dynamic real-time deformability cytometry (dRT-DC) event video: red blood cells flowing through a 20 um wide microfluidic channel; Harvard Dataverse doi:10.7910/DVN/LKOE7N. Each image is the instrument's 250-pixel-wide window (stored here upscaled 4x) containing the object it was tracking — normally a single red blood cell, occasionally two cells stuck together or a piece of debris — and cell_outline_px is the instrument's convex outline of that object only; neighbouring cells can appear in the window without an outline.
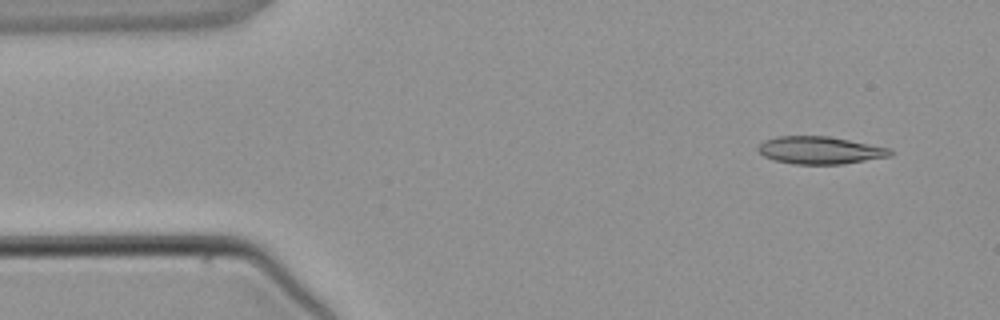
{"species": "common noctule bat (a hibernating species)", "species_latin": "Nyctalus noctula", "temperature_condition": "warm", "stored_images_in_passage": 3, "camera_frame_rate_fps": 3000, "um_per_image_px": 0.085, "animal": {"sex": "male", "body_mass_g": 21.5, "forearm_length_mm": 52.0}, "frame": {"image": 1, "passage_image": 1, "time_ms": 0.0, "image_size_px": [1000, 320], "cell_outline_px": [[896, 152], [892, 156], [840, 164], [792, 164], [776, 160], [764, 156], [756, 148], [764, 140], [776, 136], [828, 136], [892, 148]], "centroid_in_image_um": [69.74, 12.76], "position_along_channel_um": 15.3, "area_um2": 21.27}}
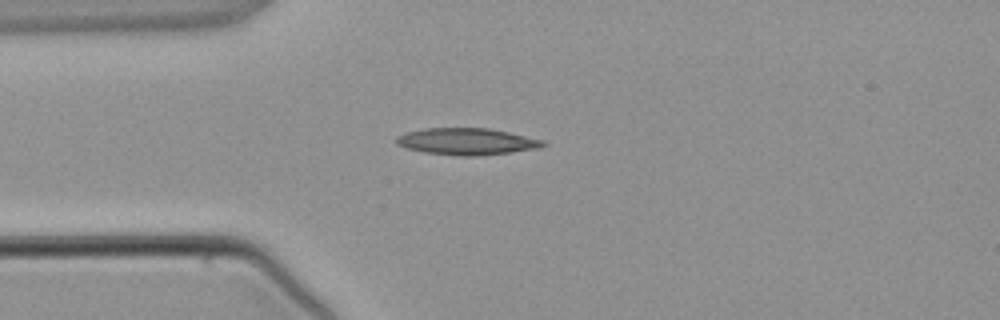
{"frame": {"image": 2, "passage_image": 3, "time_ms": 2.333, "image_size_px": [1000, 320], "cell_outline_px": [[548, 144], [540, 148], [512, 152], [476, 156], [456, 156], [424, 152], [408, 148], [396, 144], [396, 136], [408, 132], [424, 128], [488, 128], [508, 132], [544, 140]], "centroid_in_image_um": [39.7, 12.03], "position_along_channel_um": 45.3, "area_um2": 22.89}}